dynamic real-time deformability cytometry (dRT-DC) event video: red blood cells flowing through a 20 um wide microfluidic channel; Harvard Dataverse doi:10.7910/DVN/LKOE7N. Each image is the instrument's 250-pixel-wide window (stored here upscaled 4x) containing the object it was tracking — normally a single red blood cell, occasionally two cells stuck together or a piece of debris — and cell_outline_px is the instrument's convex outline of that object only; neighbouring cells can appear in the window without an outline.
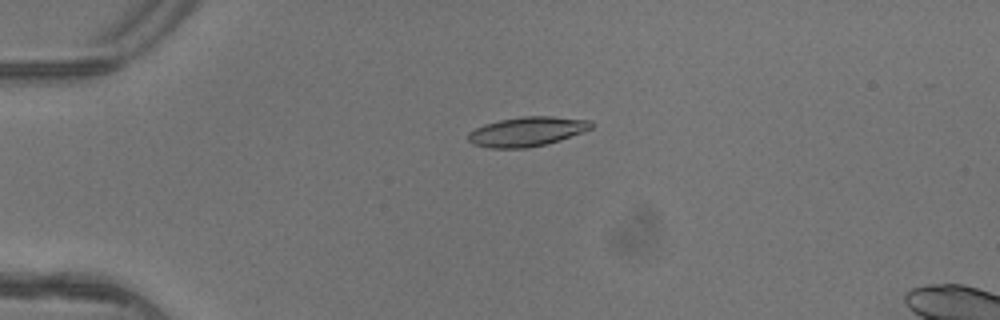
{"species": "common noctule bat (a hibernating species)", "species_latin": "Nyctalus noctula", "temperature_condition": "warm", "stored_images_in_passage": 5, "camera_frame_rate_fps": 3000, "um_per_image_px": 0.085, "animal": {"sex": "female"}, "frame": {"image": 1, "passage_image": 3, "time_ms": 0.667, "image_size_px": [1000, 320], "cell_outline_px": [[592, 128], [560, 140], [548, 144], [528, 148], [488, 148], [472, 144], [468, 140], [468, 132], [484, 124], [500, 120], [524, 116], [552, 116], [592, 120]], "centroid_in_image_um": [44.78, 11.19], "position_along_channel_um": 40.2, "area_um2": 21.21}}
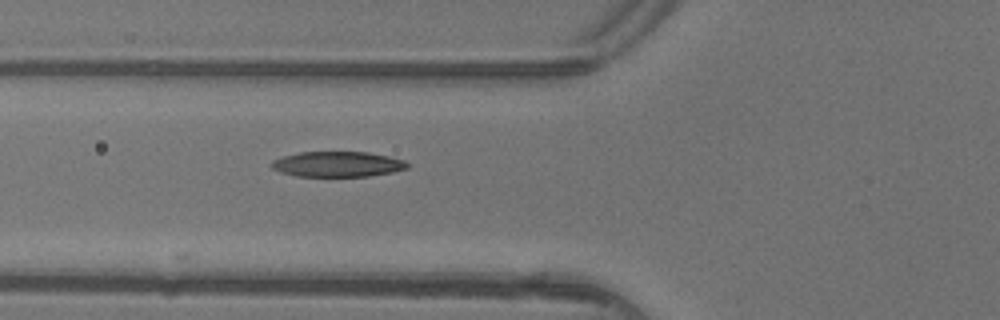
{"frame": {"image": 2, "passage_image": 5, "time_ms": 1.333, "image_size_px": [1000, 320], "cell_outline_px": [[408, 168], [392, 172], [368, 176], [296, 176], [280, 172], [272, 168], [268, 164], [272, 160], [284, 156], [300, 152], [368, 152], [388, 156], [404, 160], [408, 164]], "centroid_in_image_um": [28.66, 13.95], "position_along_channel_um": 97.1, "area_um2": 20.06}}